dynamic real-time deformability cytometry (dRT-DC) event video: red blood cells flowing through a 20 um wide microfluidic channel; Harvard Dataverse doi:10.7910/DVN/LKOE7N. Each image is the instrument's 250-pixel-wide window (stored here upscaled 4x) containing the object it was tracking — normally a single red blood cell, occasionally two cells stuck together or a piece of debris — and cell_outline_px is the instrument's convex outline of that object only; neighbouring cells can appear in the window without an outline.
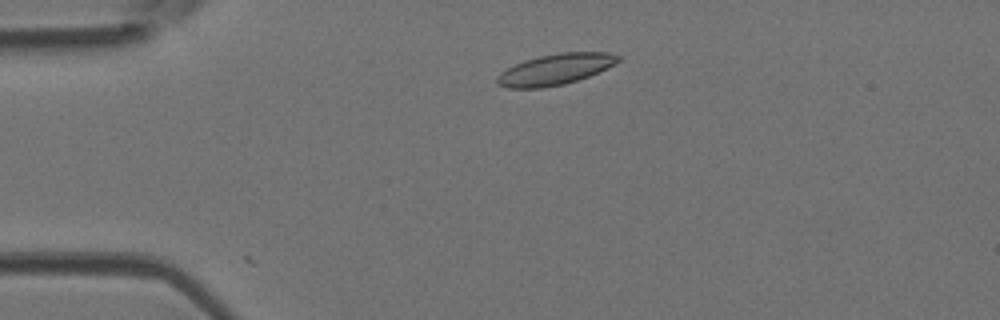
{"species": "Egyptian fruit bat (a non-hibernating species)", "species_latin": "Rousettus aegyptiacus", "temperature_condition": "room temperature", "stored_images_in_passage": 6, "camera_frame_rate_fps": 3000, "um_per_image_px": 0.085, "animal": {"sex": "female"}, "frame": {"image": 1, "passage_image": 6, "time_ms": 1.667, "image_size_px": [1000, 320], "cell_outline_px": [[620, 60], [588, 76], [564, 84], [540, 88], [508, 88], [496, 84], [496, 76], [500, 72], [524, 60], [540, 56], [560, 52], [608, 52], [620, 56]], "centroid_in_image_um": [47.14, 5.89], "position_along_channel_um": 37.9, "area_um2": 21.5}}